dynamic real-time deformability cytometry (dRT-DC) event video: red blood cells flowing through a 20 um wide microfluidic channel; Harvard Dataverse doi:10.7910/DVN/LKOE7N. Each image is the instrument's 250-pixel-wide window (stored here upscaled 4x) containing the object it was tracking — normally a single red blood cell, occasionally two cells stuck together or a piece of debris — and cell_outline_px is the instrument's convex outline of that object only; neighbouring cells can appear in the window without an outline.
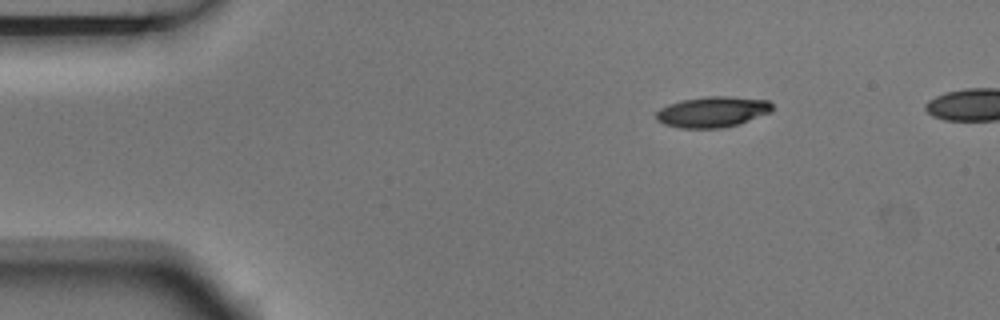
{"species": "Egyptian fruit bat (a non-hibernating species)", "species_latin": "Rousettus aegyptiacus", "temperature_condition": "room temperature", "stored_images_in_passage": 4, "camera_frame_rate_fps": 3000, "um_per_image_px": 0.085, "animal": {"sex": "male"}, "frame": {"image": 1, "passage_image": 1, "time_ms": 0.0, "image_size_px": [1000, 320], "cell_outline_px": [[772, 112], [736, 124], [720, 128], [680, 128], [664, 124], [656, 120], [656, 112], [660, 108], [668, 104], [684, 100], [708, 96], [728, 96], [768, 100], [772, 104]], "centroid_in_image_um": [60.55, 9.51], "position_along_channel_um": 24.5, "area_um2": 20.63}}